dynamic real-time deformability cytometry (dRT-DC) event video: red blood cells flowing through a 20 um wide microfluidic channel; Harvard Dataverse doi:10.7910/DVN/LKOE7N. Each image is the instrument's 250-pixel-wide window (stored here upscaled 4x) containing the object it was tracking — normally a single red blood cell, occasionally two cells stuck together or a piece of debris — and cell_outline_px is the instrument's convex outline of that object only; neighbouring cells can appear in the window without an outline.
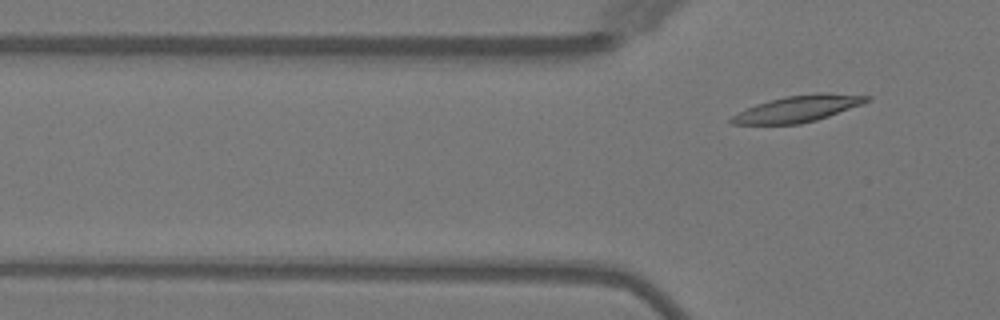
{"species": "Egyptian fruit bat (a non-hibernating species)", "species_latin": "Rousettus aegyptiacus", "temperature_condition": "warm", "stored_images_in_passage": 6, "segment_of_instrument_passage": [2, 2], "camera_frame_rate_fps": 3000, "um_per_image_px": 0.085, "animal": {"sex": "female"}, "frame": {"image": 1, "passage_image": 6, "time_ms": 7.0, "image_size_px": [1000, 320], "cell_outline_px": [[872, 96], [864, 104], [816, 120], [800, 124], [732, 124], [728, 120], [732, 116], [756, 104], [768, 100], [788, 96], [816, 92], [824, 92]], "centroid_in_image_um": [67.86, 9.23], "position_along_channel_um": 57.9, "area_um2": 20.75}}